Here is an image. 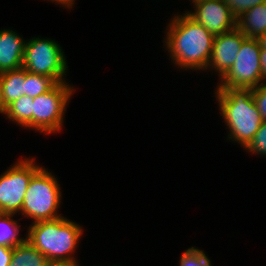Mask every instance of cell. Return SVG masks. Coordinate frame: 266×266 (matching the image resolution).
<instances>
[{
	"label": "cell",
	"instance_id": "18",
	"mask_svg": "<svg viewBox=\"0 0 266 266\" xmlns=\"http://www.w3.org/2000/svg\"><path fill=\"white\" fill-rule=\"evenodd\" d=\"M179 266H212L204 251L190 247L180 256Z\"/></svg>",
	"mask_w": 266,
	"mask_h": 266
},
{
	"label": "cell",
	"instance_id": "21",
	"mask_svg": "<svg viewBox=\"0 0 266 266\" xmlns=\"http://www.w3.org/2000/svg\"><path fill=\"white\" fill-rule=\"evenodd\" d=\"M252 96L262 120L266 121V82H262L257 87L252 88Z\"/></svg>",
	"mask_w": 266,
	"mask_h": 266
},
{
	"label": "cell",
	"instance_id": "16",
	"mask_svg": "<svg viewBox=\"0 0 266 266\" xmlns=\"http://www.w3.org/2000/svg\"><path fill=\"white\" fill-rule=\"evenodd\" d=\"M12 214L0 213V245L14 248L22 244L26 238L19 237L20 225L13 219Z\"/></svg>",
	"mask_w": 266,
	"mask_h": 266
},
{
	"label": "cell",
	"instance_id": "8",
	"mask_svg": "<svg viewBox=\"0 0 266 266\" xmlns=\"http://www.w3.org/2000/svg\"><path fill=\"white\" fill-rule=\"evenodd\" d=\"M257 39L246 38L231 69L217 83V88H254L263 82Z\"/></svg>",
	"mask_w": 266,
	"mask_h": 266
},
{
	"label": "cell",
	"instance_id": "22",
	"mask_svg": "<svg viewBox=\"0 0 266 266\" xmlns=\"http://www.w3.org/2000/svg\"><path fill=\"white\" fill-rule=\"evenodd\" d=\"M13 248L0 245V266H9L12 260Z\"/></svg>",
	"mask_w": 266,
	"mask_h": 266
},
{
	"label": "cell",
	"instance_id": "13",
	"mask_svg": "<svg viewBox=\"0 0 266 266\" xmlns=\"http://www.w3.org/2000/svg\"><path fill=\"white\" fill-rule=\"evenodd\" d=\"M236 27L247 38L257 39L266 33V7L259 4L250 8L237 18Z\"/></svg>",
	"mask_w": 266,
	"mask_h": 266
},
{
	"label": "cell",
	"instance_id": "15",
	"mask_svg": "<svg viewBox=\"0 0 266 266\" xmlns=\"http://www.w3.org/2000/svg\"><path fill=\"white\" fill-rule=\"evenodd\" d=\"M47 257L34 248L27 240L13 248L9 266H50Z\"/></svg>",
	"mask_w": 266,
	"mask_h": 266
},
{
	"label": "cell",
	"instance_id": "4",
	"mask_svg": "<svg viewBox=\"0 0 266 266\" xmlns=\"http://www.w3.org/2000/svg\"><path fill=\"white\" fill-rule=\"evenodd\" d=\"M60 190L55 176L41 167L29 181L20 213L32 219V223L62 217L58 213L62 200Z\"/></svg>",
	"mask_w": 266,
	"mask_h": 266
},
{
	"label": "cell",
	"instance_id": "27",
	"mask_svg": "<svg viewBox=\"0 0 266 266\" xmlns=\"http://www.w3.org/2000/svg\"><path fill=\"white\" fill-rule=\"evenodd\" d=\"M190 2L192 1V2H198V1H200V0H189Z\"/></svg>",
	"mask_w": 266,
	"mask_h": 266
},
{
	"label": "cell",
	"instance_id": "9",
	"mask_svg": "<svg viewBox=\"0 0 266 266\" xmlns=\"http://www.w3.org/2000/svg\"><path fill=\"white\" fill-rule=\"evenodd\" d=\"M192 3L194 12L186 13L214 36L236 28L237 19L223 0H200Z\"/></svg>",
	"mask_w": 266,
	"mask_h": 266
},
{
	"label": "cell",
	"instance_id": "23",
	"mask_svg": "<svg viewBox=\"0 0 266 266\" xmlns=\"http://www.w3.org/2000/svg\"><path fill=\"white\" fill-rule=\"evenodd\" d=\"M260 63H261L263 82H266V49L264 48H261L260 50Z\"/></svg>",
	"mask_w": 266,
	"mask_h": 266
},
{
	"label": "cell",
	"instance_id": "5",
	"mask_svg": "<svg viewBox=\"0 0 266 266\" xmlns=\"http://www.w3.org/2000/svg\"><path fill=\"white\" fill-rule=\"evenodd\" d=\"M27 41L24 46L22 67L27 72L47 76L55 83L66 82L68 64L60 44L55 40L39 36Z\"/></svg>",
	"mask_w": 266,
	"mask_h": 266
},
{
	"label": "cell",
	"instance_id": "26",
	"mask_svg": "<svg viewBox=\"0 0 266 266\" xmlns=\"http://www.w3.org/2000/svg\"><path fill=\"white\" fill-rule=\"evenodd\" d=\"M78 262H72V263H53L50 264V266H79Z\"/></svg>",
	"mask_w": 266,
	"mask_h": 266
},
{
	"label": "cell",
	"instance_id": "19",
	"mask_svg": "<svg viewBox=\"0 0 266 266\" xmlns=\"http://www.w3.org/2000/svg\"><path fill=\"white\" fill-rule=\"evenodd\" d=\"M245 150L249 153L266 156V121H262L259 130Z\"/></svg>",
	"mask_w": 266,
	"mask_h": 266
},
{
	"label": "cell",
	"instance_id": "20",
	"mask_svg": "<svg viewBox=\"0 0 266 266\" xmlns=\"http://www.w3.org/2000/svg\"><path fill=\"white\" fill-rule=\"evenodd\" d=\"M225 4L230 7L232 14L237 19L244 12L257 6L263 4L266 0H223Z\"/></svg>",
	"mask_w": 266,
	"mask_h": 266
},
{
	"label": "cell",
	"instance_id": "14",
	"mask_svg": "<svg viewBox=\"0 0 266 266\" xmlns=\"http://www.w3.org/2000/svg\"><path fill=\"white\" fill-rule=\"evenodd\" d=\"M34 98L23 95L9 104L1 114H5L10 121L20 127L32 129V104Z\"/></svg>",
	"mask_w": 266,
	"mask_h": 266
},
{
	"label": "cell",
	"instance_id": "17",
	"mask_svg": "<svg viewBox=\"0 0 266 266\" xmlns=\"http://www.w3.org/2000/svg\"><path fill=\"white\" fill-rule=\"evenodd\" d=\"M56 83L49 77L25 70V95L35 98L49 91Z\"/></svg>",
	"mask_w": 266,
	"mask_h": 266
},
{
	"label": "cell",
	"instance_id": "25",
	"mask_svg": "<svg viewBox=\"0 0 266 266\" xmlns=\"http://www.w3.org/2000/svg\"><path fill=\"white\" fill-rule=\"evenodd\" d=\"M257 41L259 43L260 48L266 49V33L261 34L258 38Z\"/></svg>",
	"mask_w": 266,
	"mask_h": 266
},
{
	"label": "cell",
	"instance_id": "2",
	"mask_svg": "<svg viewBox=\"0 0 266 266\" xmlns=\"http://www.w3.org/2000/svg\"><path fill=\"white\" fill-rule=\"evenodd\" d=\"M215 90L220 114L229 130L227 140L237 142L246 148L263 121L252 96V88Z\"/></svg>",
	"mask_w": 266,
	"mask_h": 266
},
{
	"label": "cell",
	"instance_id": "7",
	"mask_svg": "<svg viewBox=\"0 0 266 266\" xmlns=\"http://www.w3.org/2000/svg\"><path fill=\"white\" fill-rule=\"evenodd\" d=\"M24 159V160H23ZM0 175V213L20 214L32 176L42 167L33 158H23Z\"/></svg>",
	"mask_w": 266,
	"mask_h": 266
},
{
	"label": "cell",
	"instance_id": "10",
	"mask_svg": "<svg viewBox=\"0 0 266 266\" xmlns=\"http://www.w3.org/2000/svg\"><path fill=\"white\" fill-rule=\"evenodd\" d=\"M246 38L237 27L227 33L216 35L206 70L217 72L220 80L233 66L241 44Z\"/></svg>",
	"mask_w": 266,
	"mask_h": 266
},
{
	"label": "cell",
	"instance_id": "12",
	"mask_svg": "<svg viewBox=\"0 0 266 266\" xmlns=\"http://www.w3.org/2000/svg\"><path fill=\"white\" fill-rule=\"evenodd\" d=\"M25 95V69L0 73V113L12 102Z\"/></svg>",
	"mask_w": 266,
	"mask_h": 266
},
{
	"label": "cell",
	"instance_id": "1",
	"mask_svg": "<svg viewBox=\"0 0 266 266\" xmlns=\"http://www.w3.org/2000/svg\"><path fill=\"white\" fill-rule=\"evenodd\" d=\"M164 39L171 62L185 70H206L211 58L214 35L185 11L174 15Z\"/></svg>",
	"mask_w": 266,
	"mask_h": 266
},
{
	"label": "cell",
	"instance_id": "11",
	"mask_svg": "<svg viewBox=\"0 0 266 266\" xmlns=\"http://www.w3.org/2000/svg\"><path fill=\"white\" fill-rule=\"evenodd\" d=\"M25 42L13 30H0V73L22 68Z\"/></svg>",
	"mask_w": 266,
	"mask_h": 266
},
{
	"label": "cell",
	"instance_id": "24",
	"mask_svg": "<svg viewBox=\"0 0 266 266\" xmlns=\"http://www.w3.org/2000/svg\"><path fill=\"white\" fill-rule=\"evenodd\" d=\"M52 2H55L56 4H60L65 8H72L74 6L75 0H51Z\"/></svg>",
	"mask_w": 266,
	"mask_h": 266
},
{
	"label": "cell",
	"instance_id": "6",
	"mask_svg": "<svg viewBox=\"0 0 266 266\" xmlns=\"http://www.w3.org/2000/svg\"><path fill=\"white\" fill-rule=\"evenodd\" d=\"M75 88L67 82L56 83L49 91L34 98L32 130L43 134L62 130L64 115Z\"/></svg>",
	"mask_w": 266,
	"mask_h": 266
},
{
	"label": "cell",
	"instance_id": "3",
	"mask_svg": "<svg viewBox=\"0 0 266 266\" xmlns=\"http://www.w3.org/2000/svg\"><path fill=\"white\" fill-rule=\"evenodd\" d=\"M26 240L53 263L78 262L74 258L83 228L66 217L31 223Z\"/></svg>",
	"mask_w": 266,
	"mask_h": 266
}]
</instances>
